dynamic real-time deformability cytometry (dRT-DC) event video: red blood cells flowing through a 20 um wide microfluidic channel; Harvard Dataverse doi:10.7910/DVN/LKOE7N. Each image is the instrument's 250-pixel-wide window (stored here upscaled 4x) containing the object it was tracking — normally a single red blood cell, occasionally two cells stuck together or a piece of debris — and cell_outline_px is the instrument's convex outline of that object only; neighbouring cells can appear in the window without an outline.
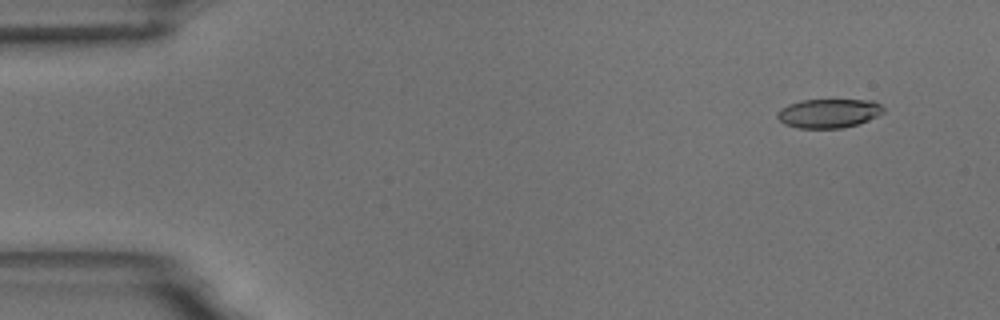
{"species": "common noctule bat (a hibernating species)", "species_latin": "Nyctalus noctula", "temperature_condition": "room temperature", "stored_images_in_passage": 14, "camera_frame_rate_fps": 3000, "um_per_image_px": 0.085, "animal": {"sex": "male", "body_mass_g": 18.8}, "frame": {"image": 1, "passage_image": 5, "time_ms": 1.333, "image_size_px": [1000, 320], "cell_outline_px": [[884, 112], [868, 120], [856, 124], [840, 128], [796, 128], [784, 124], [776, 116], [776, 112], [780, 108], [788, 104], [800, 100], [872, 100], [880, 104], [884, 108]], "centroid_in_image_um": [70.39, 9.62], "position_along_channel_um": 14.6, "area_um2": 17.98}}